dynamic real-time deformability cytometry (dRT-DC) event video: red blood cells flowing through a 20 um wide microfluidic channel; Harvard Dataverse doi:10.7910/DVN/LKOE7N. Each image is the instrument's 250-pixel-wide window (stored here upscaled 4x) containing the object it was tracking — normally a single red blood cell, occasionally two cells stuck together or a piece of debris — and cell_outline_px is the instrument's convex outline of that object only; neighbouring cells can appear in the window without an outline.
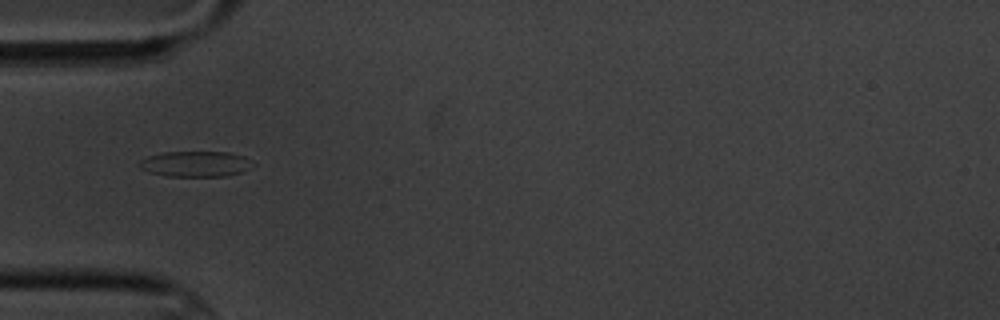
{"species": "common noctule bat (a hibernating species)", "species_latin": "Nyctalus noctula", "temperature_condition": "cold", "stored_images_in_passage": 11, "camera_frame_rate_fps": 3000, "um_per_image_px": 0.085, "animal": {"sex": "male", "body_mass_g": 20.1, "forearm_length_mm": 53.5}, "frame": {"image": 1, "passage_image": 5, "time_ms": 5.667, "image_size_px": [1000, 320], "cell_outline_px": [[256, 164], [240, 172], [224, 176], [168, 176], [148, 172], [140, 168], [140, 160], [148, 156], [164, 152], [228, 152], [244, 156], [252, 160]], "centroid_in_image_um": [16.64, 13.93], "position_along_channel_um": 68.4, "area_um2": 16.88}}
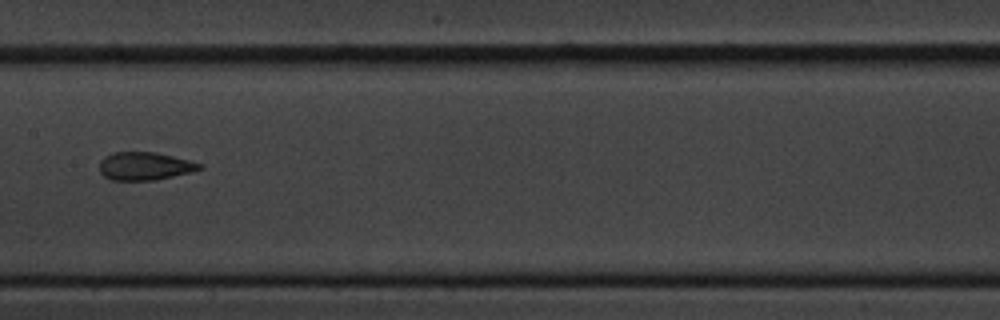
{"frame": {"image": 2, "passage_image": 8, "time_ms": 9.333, "image_size_px": [1000, 320], "cell_outline_px": [[204, 168], [192, 172], [156, 180], [112, 180], [104, 176], [100, 172], [100, 160], [104, 156], [112, 152], [152, 152], [172, 156], [204, 164]], "centroid_in_image_um": [12.32, 14.12], "position_along_channel_um": 195.1, "area_um2": 16.42}}
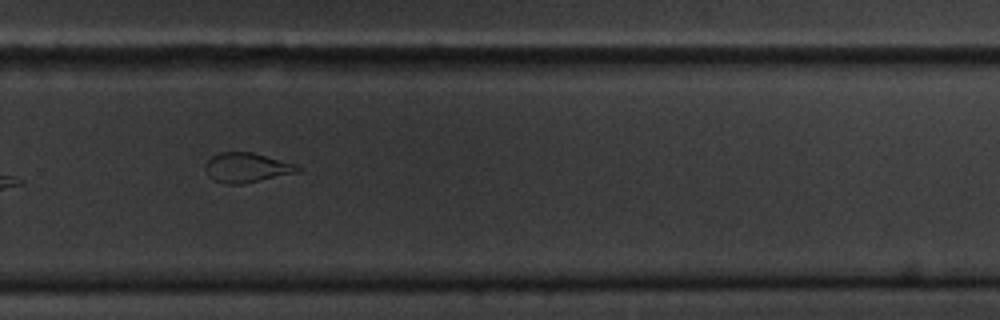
{"frame": {"image": 3, "passage_image": 11, "time_ms": 12.667, "image_size_px": [1000, 320], "cell_outline_px": [[300, 172], [240, 184], [224, 184], [208, 176], [204, 168], [204, 164], [212, 156], [220, 152], [252, 152], [296, 164], [300, 168]], "centroid_in_image_um": [20.95, 14.24], "position_along_channel_um": 308.9, "area_um2": 15.9}}